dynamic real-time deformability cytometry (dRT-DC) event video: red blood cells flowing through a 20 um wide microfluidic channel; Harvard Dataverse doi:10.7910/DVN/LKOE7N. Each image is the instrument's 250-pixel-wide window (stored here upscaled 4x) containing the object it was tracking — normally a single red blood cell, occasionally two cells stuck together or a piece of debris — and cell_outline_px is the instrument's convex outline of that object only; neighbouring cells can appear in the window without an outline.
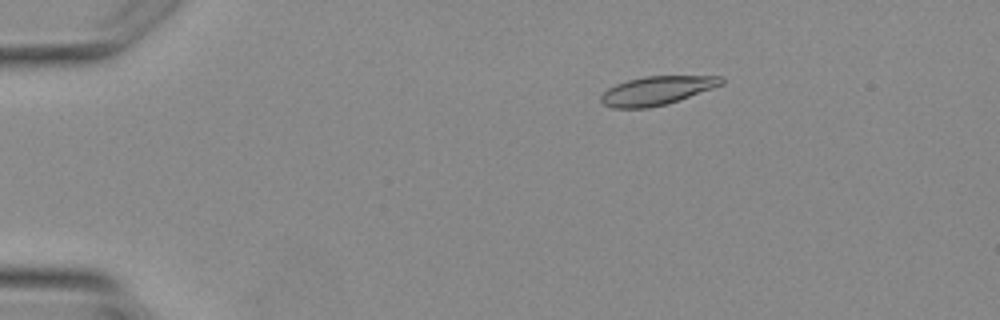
{"species": "Egyptian fruit bat (a non-hibernating species)", "species_latin": "Rousettus aegyptiacus", "temperature_condition": "warm", "stored_images_in_passage": 3, "camera_frame_rate_fps": 3000, "um_per_image_px": 0.085, "animal": {"sex": "female"}, "frame": {"image": 1, "passage_image": 2, "time_ms": 2.0, "image_size_px": [1000, 320], "cell_outline_px": [[724, 84], [668, 104], [648, 108], [612, 108], [604, 104], [600, 100], [600, 96], [608, 88], [616, 84], [628, 80], [644, 76], [724, 76]], "centroid_in_image_um": [55.84, 7.7], "position_along_channel_um": 29.2, "area_um2": 20.17}}